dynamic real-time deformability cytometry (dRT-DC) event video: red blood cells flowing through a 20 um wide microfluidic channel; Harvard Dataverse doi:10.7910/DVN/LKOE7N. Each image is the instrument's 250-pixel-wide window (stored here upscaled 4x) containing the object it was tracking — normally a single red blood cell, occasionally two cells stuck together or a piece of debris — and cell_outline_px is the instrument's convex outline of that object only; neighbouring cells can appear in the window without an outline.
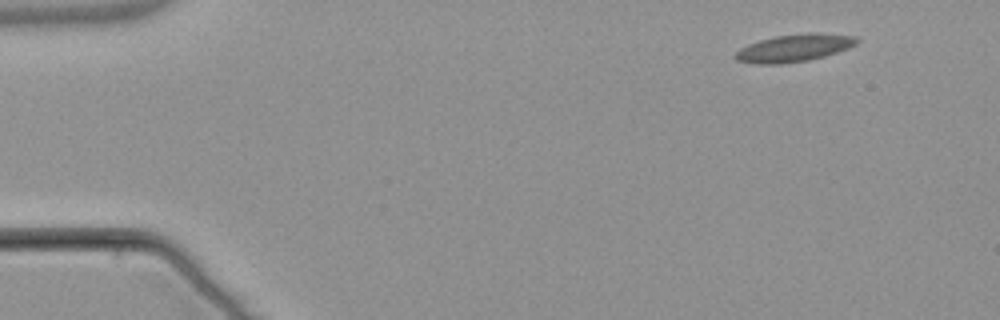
{"species": "common noctule bat (a hibernating species)", "species_latin": "Nyctalus noctula", "temperature_condition": "warm", "stored_images_in_passage": 3, "camera_frame_rate_fps": 3000, "um_per_image_px": 0.085, "animal": {"sex": "male", "body_mass_g": 21.5, "forearm_length_mm": 52.0}, "frame": {"image": 1, "passage_image": 1, "time_ms": 0.0, "image_size_px": [1000, 320], "cell_outline_px": [[860, 40], [856, 44], [848, 48], [824, 56], [808, 60], [780, 64], [756, 64], [736, 60], [732, 56], [740, 48], [748, 44], [760, 40], [776, 36], [808, 32], [812, 32], [856, 36]], "centroid_in_image_um": [67.49, 4.07], "position_along_channel_um": 17.5, "area_um2": 19.48}}
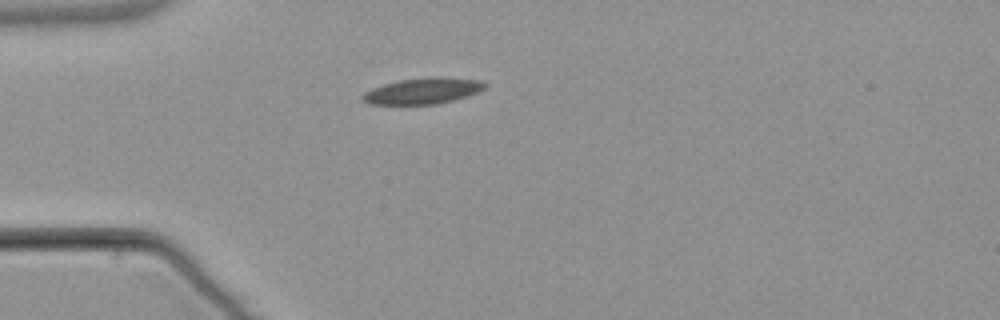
{"frame": {"image": 2, "passage_image": 3, "time_ms": 3.333, "image_size_px": [1000, 320], "cell_outline_px": [[488, 84], [484, 88], [468, 96], [436, 104], [372, 104], [364, 100], [360, 96], [364, 92], [372, 88], [384, 84], [400, 80], [436, 76], [440, 76], [484, 80]], "centroid_in_image_um": [35.99, 7.71], "position_along_channel_um": 49.0, "area_um2": 18.55}}